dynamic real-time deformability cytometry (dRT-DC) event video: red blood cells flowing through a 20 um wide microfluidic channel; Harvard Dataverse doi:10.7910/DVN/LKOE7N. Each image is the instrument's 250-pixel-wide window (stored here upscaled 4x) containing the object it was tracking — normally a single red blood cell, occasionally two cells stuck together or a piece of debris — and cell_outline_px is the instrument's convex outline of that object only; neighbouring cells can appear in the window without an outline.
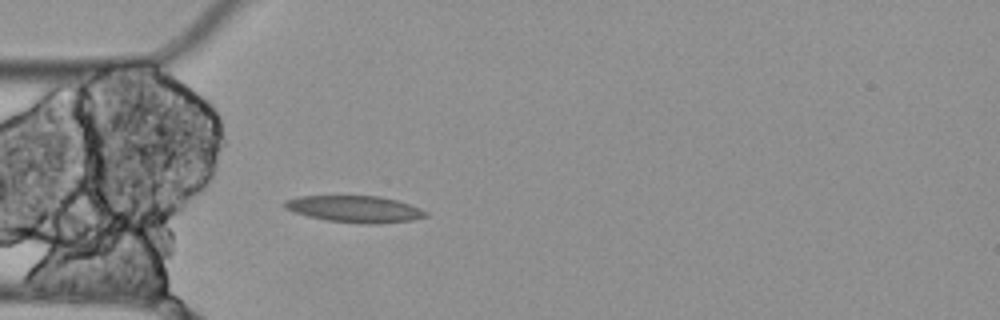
{"species": "Egyptian fruit bat (a non-hibernating species)", "species_latin": "Rousettus aegyptiacus", "temperature_condition": "cold", "stored_images_in_passage": 5, "camera_frame_rate_fps": 3000, "um_per_image_px": 0.085, "animal": {"sex": "female"}, "frame": {"image": 1, "passage_image": 5, "time_ms": 1.333, "image_size_px": [1000, 320], "cell_outline_px": [[428, 216], [412, 220], [376, 224], [368, 224], [328, 220], [308, 216], [292, 212], [284, 208], [284, 200], [300, 196], [380, 196], [396, 200], [420, 208], [428, 212]], "centroid_in_image_um": [30.15, 17.76], "position_along_channel_um": 54.8, "area_um2": 21.85}}